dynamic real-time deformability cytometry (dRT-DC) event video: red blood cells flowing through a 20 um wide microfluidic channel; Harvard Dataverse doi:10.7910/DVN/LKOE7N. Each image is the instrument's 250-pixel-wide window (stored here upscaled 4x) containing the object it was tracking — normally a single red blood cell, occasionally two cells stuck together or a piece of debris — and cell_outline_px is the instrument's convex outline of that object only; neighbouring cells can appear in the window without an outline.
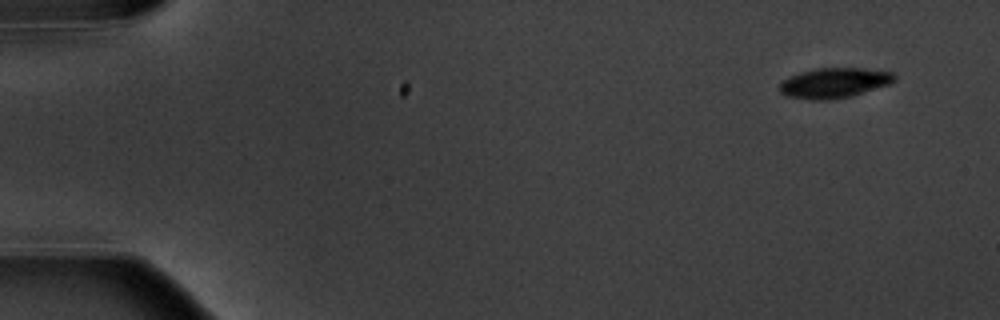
{"species": "common noctule bat (a hibernating species)", "species_latin": "Nyctalus noctula", "temperature_condition": "warm", "stored_images_in_passage": 6, "camera_frame_rate_fps": 3000, "um_per_image_px": 0.085, "animal": {"sex": "male", "body_mass_g": 20.1, "forearm_length_mm": 53.5}, "frame": {"image": 1, "passage_image": 1, "time_ms": 0.0, "image_size_px": [1000, 320], "cell_outline_px": [[896, 80], [892, 84], [852, 96], [828, 100], [808, 100], [784, 96], [780, 92], [780, 84], [788, 76], [800, 72], [816, 68], [864, 68], [892, 72], [896, 76]], "centroid_in_image_um": [70.92, 7.05], "position_along_channel_um": 14.1, "area_um2": 20.52}}
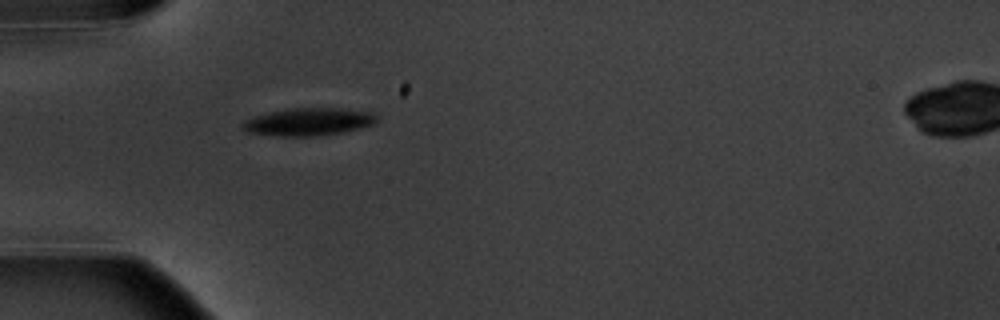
{"frame": {"image": 2, "passage_image": 5, "time_ms": 4.667, "image_size_px": [1000, 320], "cell_outline_px": [[380, 116], [376, 124], [344, 132], [316, 136], [280, 136], [248, 132], [240, 128], [240, 124], [244, 120], [268, 112], [292, 108], [340, 108], [372, 112]], "centroid_in_image_um": [26.26, 10.35], "position_along_channel_um": 58.7, "area_um2": 21.85}}